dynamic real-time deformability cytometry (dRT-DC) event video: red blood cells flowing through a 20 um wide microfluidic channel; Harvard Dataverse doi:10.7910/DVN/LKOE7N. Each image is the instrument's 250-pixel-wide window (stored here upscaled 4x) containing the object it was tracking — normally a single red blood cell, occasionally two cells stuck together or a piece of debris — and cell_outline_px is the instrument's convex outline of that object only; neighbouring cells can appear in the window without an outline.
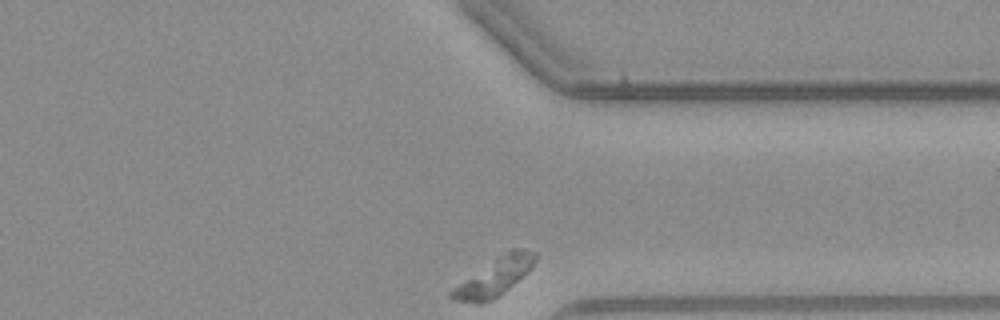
{"species": "common noctule bat (a hibernating species)", "species_latin": "Nyctalus noctula", "temperature_condition": "warm", "stored_images_in_passage": 29, "camera_frame_rate_fps": 3000, "um_per_image_px": 0.085, "animal": {"sex": "male", "body_mass_g": 23.1, "forearm_length_mm": 52.7}, "frame": {"image": 1, "passage_image": 29, "time_ms": 9.333, "image_size_px": [1000, 320], "cell_outline_px": [[536, 260], [532, 268], [528, 272], [508, 288], [496, 296], [480, 304], [476, 304], [452, 300], [448, 296], [448, 292], [452, 288], [508, 248], [524, 248], [536, 252]], "centroid_in_image_um": [42.03, 23.51], "position_along_channel_um": 369.4, "area_um2": 18.5}}